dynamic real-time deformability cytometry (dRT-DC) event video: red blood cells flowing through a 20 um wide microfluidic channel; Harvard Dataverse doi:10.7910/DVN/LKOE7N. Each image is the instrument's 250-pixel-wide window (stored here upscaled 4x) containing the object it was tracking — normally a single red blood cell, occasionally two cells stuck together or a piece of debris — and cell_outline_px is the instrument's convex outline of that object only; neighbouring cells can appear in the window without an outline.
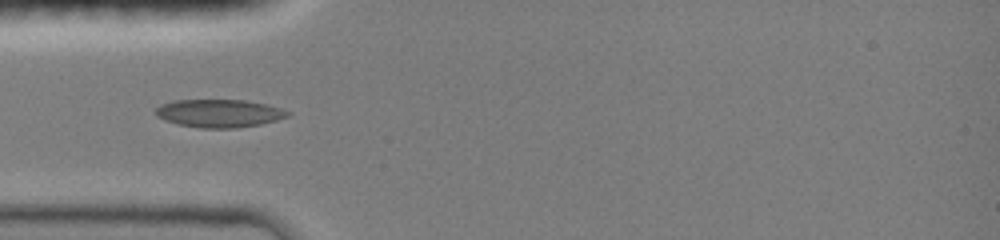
{"species": "common noctule bat (a hibernating species)", "species_latin": "Nyctalus noctula", "temperature_condition": "room temperature", "stored_images_in_passage": 34, "camera_frame_rate_fps": 3000, "um_per_image_px": 0.085, "animal": {"sex": "female", "body_mass_g": 19.0, "forearm_length_mm": 51.5}, "frame": {"image": 1, "passage_image": 1, "time_ms": 0.0, "image_size_px": [1000, 240], "cell_outline_px": [[292, 112], [288, 116], [276, 120], [260, 124], [236, 128], [200, 128], [180, 124], [164, 120], [156, 116], [156, 108], [160, 104], [172, 100], [244, 100], [268, 104]], "centroid_in_image_um": [18.63, 9.62], "position_along_channel_um": 66.4, "area_um2": 21.56}}
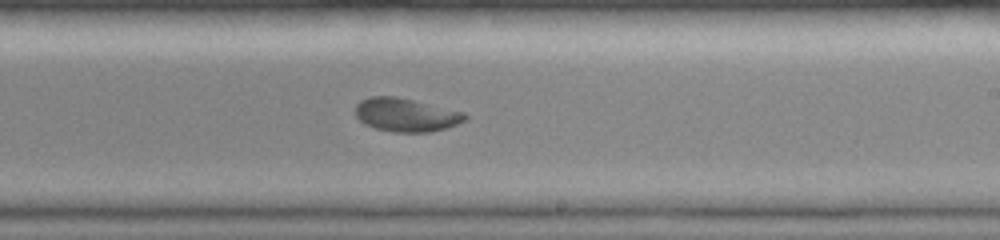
{"frame": {"image": 2, "passage_image": 15, "time_ms": 4.667, "image_size_px": [1000, 240], "cell_outline_px": [[468, 116], [464, 120], [448, 128], [428, 132], [392, 132], [376, 128], [364, 124], [356, 116], [356, 104], [360, 100], [368, 96], [396, 96], [464, 112]], "centroid_in_image_um": [34.48, 9.76], "position_along_channel_um": 254.5, "area_um2": 21.33}}
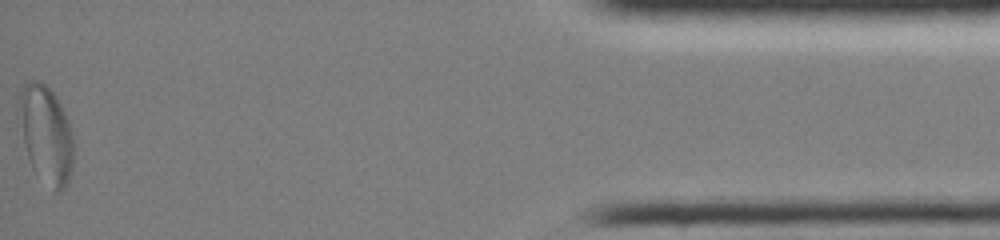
{"frame": {"image": 3, "passage_image": 34, "time_ms": 11.0, "image_size_px": [1000, 240], "cell_outline_px": [[72, 168], [68, 180], [64, 188], [60, 192], [52, 192], [32, 168], [28, 156], [16, 108], [20, 88], [28, 80], [40, 80], [56, 96], [64, 112], [72, 132]], "centroid_in_image_um": [3.88, 11.4], "position_along_channel_um": 431.3, "area_um2": 31.21}}